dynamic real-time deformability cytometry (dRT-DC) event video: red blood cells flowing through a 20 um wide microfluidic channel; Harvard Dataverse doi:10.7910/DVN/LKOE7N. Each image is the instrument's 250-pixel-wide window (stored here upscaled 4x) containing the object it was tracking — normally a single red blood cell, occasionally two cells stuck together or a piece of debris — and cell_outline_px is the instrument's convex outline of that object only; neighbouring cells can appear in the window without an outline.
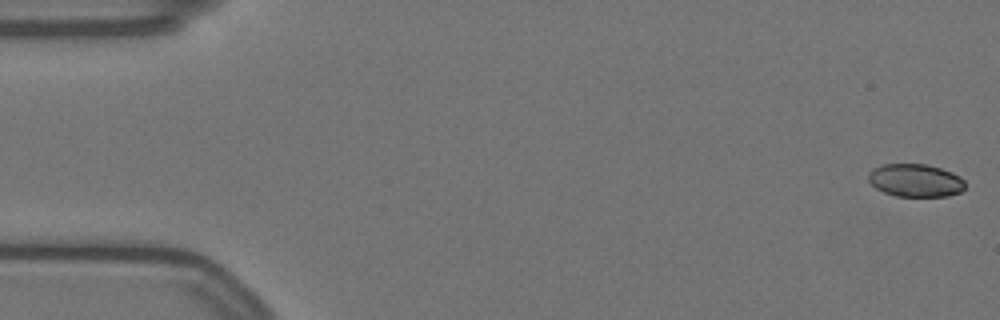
{"species": "Egyptian fruit bat (a non-hibernating species)", "species_latin": "Rousettus aegyptiacus", "temperature_condition": "warm", "stored_images_in_passage": 57, "camera_frame_rate_fps": 3000, "um_per_image_px": 0.085, "animal": {"sex": "female"}, "frame": {"image": 1, "passage_image": 1, "time_ms": 0.0, "image_size_px": [1000, 320], "cell_outline_px": [[964, 188], [960, 192], [948, 196], [896, 196], [884, 192], [876, 188], [868, 180], [868, 172], [872, 168], [884, 164], [924, 164], [940, 168], [952, 172], [960, 176], [964, 180]], "centroid_in_image_um": [77.8, 15.33], "position_along_channel_um": 7.2, "area_um2": 18.55}}
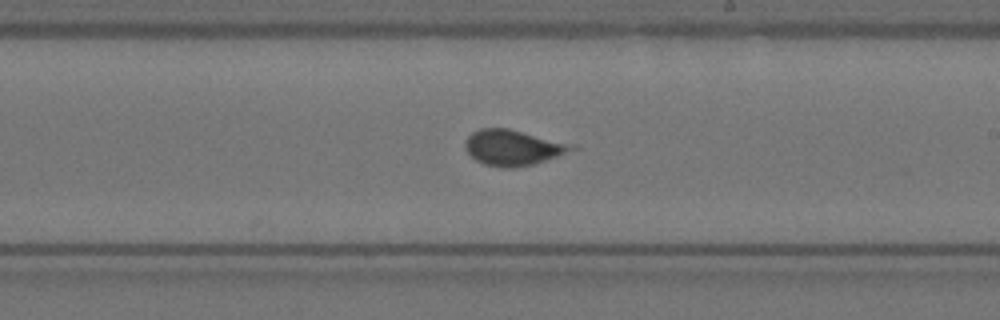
{"frame": {"image": 2, "passage_image": 33, "time_ms": 10.667, "image_size_px": [1000, 320], "cell_outline_px": [[580, 148], [532, 164], [512, 168], [504, 168], [484, 164], [476, 160], [464, 148], [464, 144], [468, 136], [472, 132], [480, 128], [508, 128], [576, 144]], "centroid_in_image_um": [43.62, 12.53], "position_along_channel_um": 245.4, "area_um2": 22.14}}
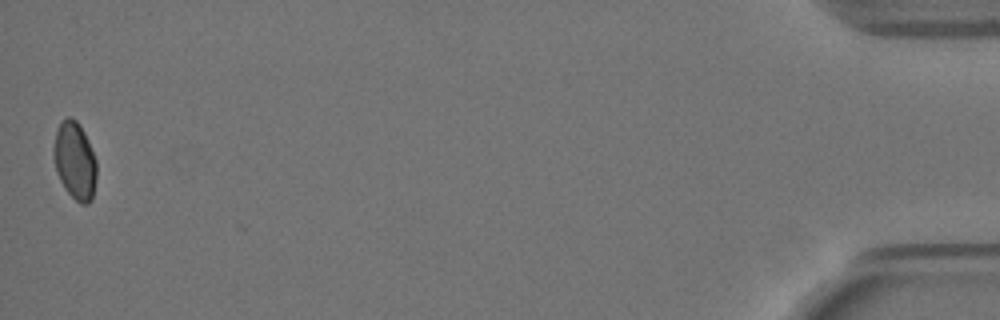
{"frame": {"image": 3, "passage_image": 57, "time_ms": 18.667, "image_size_px": [1000, 320], "cell_outline_px": [[96, 180], [92, 200], [88, 204], [80, 204], [64, 188], [56, 172], [52, 152], [52, 148], [56, 132], [60, 124], [68, 116], [72, 116], [80, 124], [88, 140], [96, 160]], "centroid_in_image_um": [6.36, 13.66], "position_along_channel_um": 428.8, "area_um2": 19.59}, "authors_computed_cell_mechanics": {"area_um2": 20.3456, "velocity_mm_per_s": 3.5012, "shape_relaxation_time_tau1_ms": 2.2355, "shape_relaxation_time_tau2_ms": 3.6926, "deformation_change_tau1": 0.0377, "deformation_change_tau2": 0.094}}